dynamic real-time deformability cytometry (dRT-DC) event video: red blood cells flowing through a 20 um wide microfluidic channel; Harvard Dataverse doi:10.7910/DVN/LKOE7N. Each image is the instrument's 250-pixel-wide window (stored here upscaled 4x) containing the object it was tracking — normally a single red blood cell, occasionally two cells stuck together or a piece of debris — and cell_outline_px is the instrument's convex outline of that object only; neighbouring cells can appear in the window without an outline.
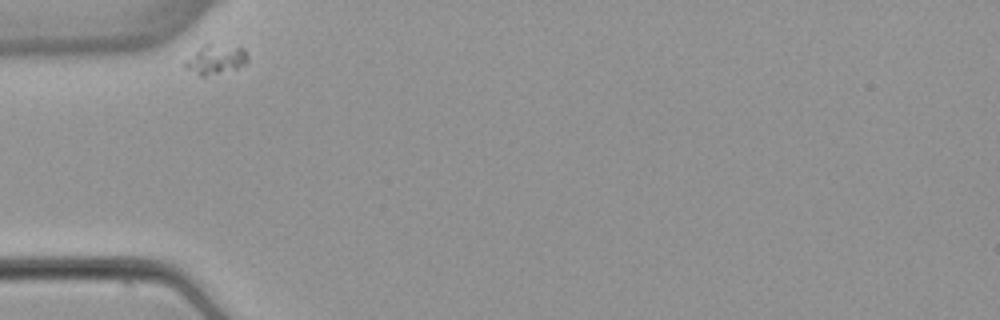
{"species": "common noctule bat (a hibernating species)", "species_latin": "Nyctalus noctula", "temperature_condition": "warm", "stored_images_in_passage": 3, "camera_frame_rate_fps": 3000, "um_per_image_px": 0.085, "animal": {"sex": "female", "body_mass_g": 22.7, "forearm_length_mm": 54.2}, "frame": {"image": 1, "passage_image": 1, "time_ms": 0.0, "image_size_px": [1000, 320], "cell_outline_px": [[248, 60], [244, 64], [236, 68], [204, 76], [200, 76], [184, 68], [184, 60], [204, 44], [208, 44], [244, 48], [248, 56]], "centroid_in_image_um": [18.29, 5.05], "position_along_channel_um": 66.7, "area_um2": 10.52}}
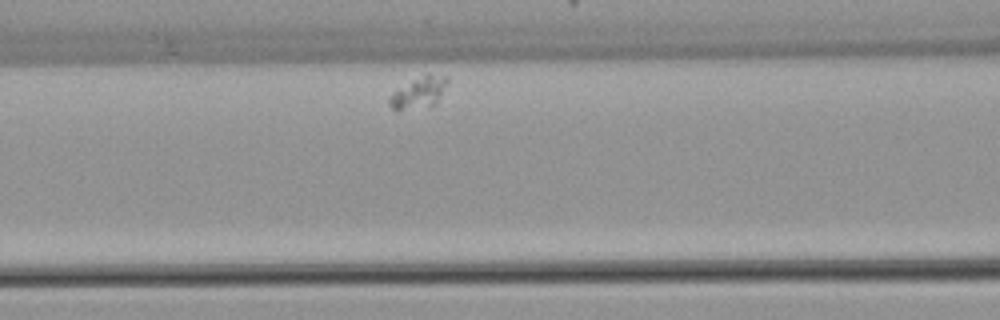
{"frame": {"image": 2, "passage_image": 3, "time_ms": 2.333, "image_size_px": [1000, 320], "cell_outline_px": [[448, 80], [436, 104], [396, 112], [388, 104], [388, 96], [396, 88], [424, 72], [428, 72], [448, 76]], "centroid_in_image_um": [35.54, 7.83], "position_along_channel_um": 131.1, "area_um2": 11.16}}